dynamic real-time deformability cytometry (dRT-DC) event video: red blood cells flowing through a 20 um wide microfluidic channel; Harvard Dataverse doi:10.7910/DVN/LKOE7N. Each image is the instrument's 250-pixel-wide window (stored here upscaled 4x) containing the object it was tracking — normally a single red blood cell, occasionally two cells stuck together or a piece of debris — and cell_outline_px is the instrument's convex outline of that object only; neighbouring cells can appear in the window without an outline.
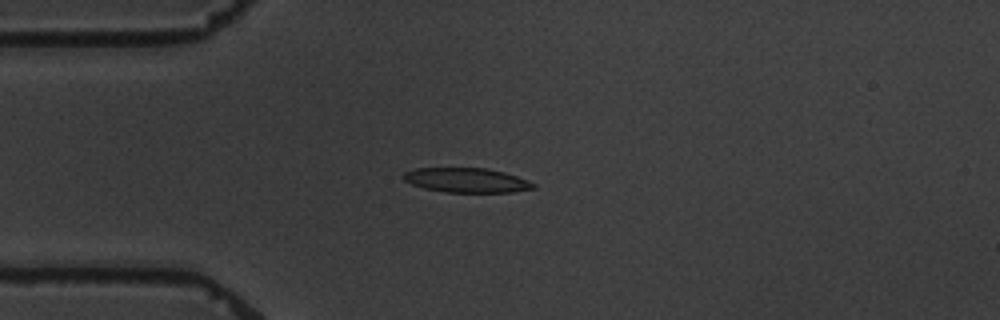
{"species": "common noctule bat (a hibernating species)", "species_latin": "Nyctalus noctula", "temperature_condition": "warm", "stored_images_in_passage": 11, "camera_frame_rate_fps": 3000, "um_per_image_px": 0.085, "animal": {"sex": "male", "body_mass_g": 19.5, "forearm_length_mm": 54.6}, "frame": {"image": 1, "passage_image": 4, "time_ms": 4.333, "image_size_px": [1000, 320], "cell_outline_px": [[536, 188], [512, 192], [448, 192], [424, 188], [412, 184], [404, 180], [404, 172], [416, 168], [484, 168], [504, 172], [516, 176], [536, 184]], "centroid_in_image_um": [39.67, 15.32], "position_along_channel_um": 45.3, "area_um2": 18.38}}
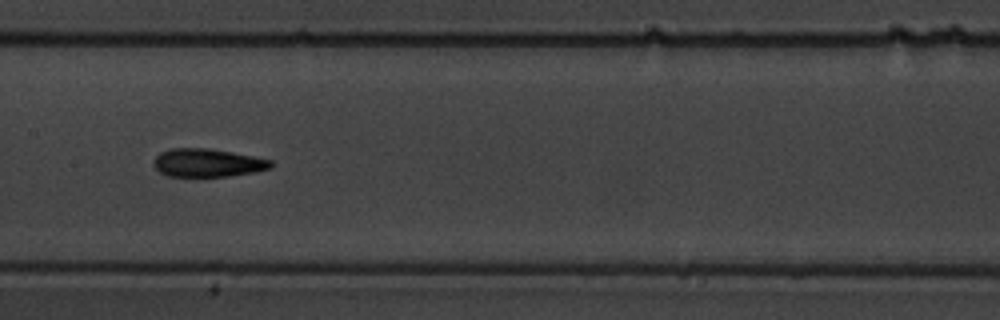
{"frame": {"image": 2, "passage_image": 8, "time_ms": 9.0, "image_size_px": [1000, 320], "cell_outline_px": [[272, 168], [256, 172], [228, 176], [168, 176], [160, 172], [152, 164], [156, 156], [160, 152], [172, 148], [208, 148], [232, 152], [272, 160]], "centroid_in_image_um": [17.64, 13.84], "position_along_channel_um": 189.8, "area_um2": 19.25}}
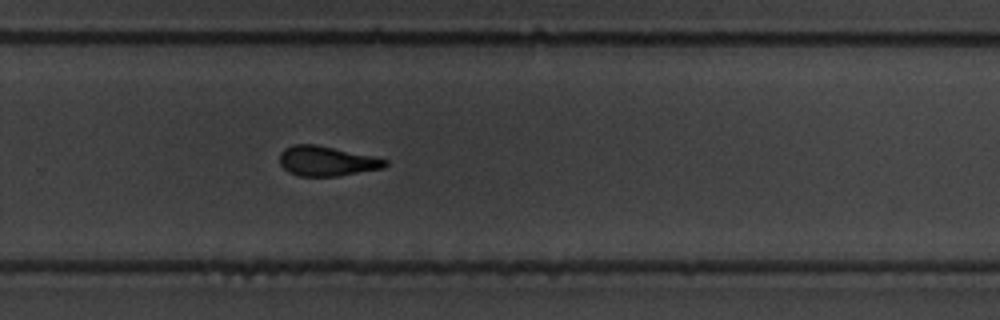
{"frame": {"image": 3, "passage_image": 11, "time_ms": 12.333, "image_size_px": [1000, 320], "cell_outline_px": [[388, 164], [384, 168], [336, 176], [300, 176], [288, 172], [280, 164], [280, 152], [284, 148], [292, 144], [316, 144], [372, 156], [388, 160]], "centroid_in_image_um": [27.75, 13.68], "position_along_channel_um": 302.1, "area_um2": 18.32}}